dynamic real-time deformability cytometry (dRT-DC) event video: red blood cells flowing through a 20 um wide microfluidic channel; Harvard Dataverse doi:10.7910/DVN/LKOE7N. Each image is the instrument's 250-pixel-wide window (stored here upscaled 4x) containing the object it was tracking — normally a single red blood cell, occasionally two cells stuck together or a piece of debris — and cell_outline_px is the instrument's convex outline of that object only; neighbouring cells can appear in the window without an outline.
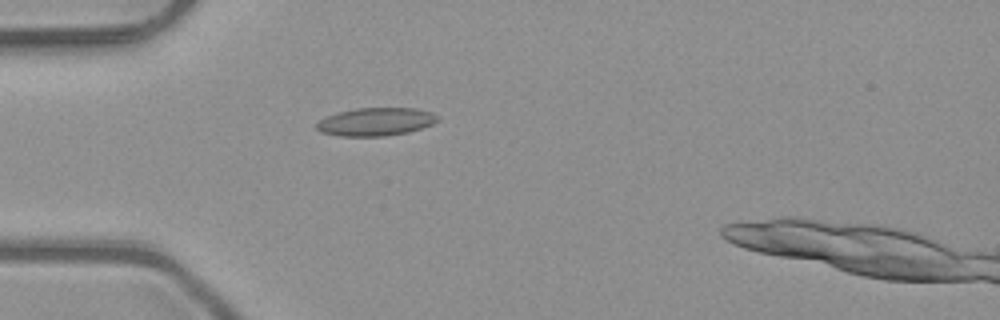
{"species": "common noctule bat (a hibernating species)", "species_latin": "Nyctalus noctula", "temperature_condition": "room temperature", "stored_images_in_passage": 4, "camera_frame_rate_fps": 3000, "um_per_image_px": 0.085, "animal": {"sex": "male", "body_mass_g": 23.1, "forearm_length_mm": 52.7}, "frame": {"image": 1, "passage_image": 4, "time_ms": 1.0, "image_size_px": [1000, 320], "cell_outline_px": [[440, 120], [432, 124], [408, 132], [384, 136], [340, 136], [320, 132], [316, 128], [316, 124], [320, 120], [336, 112], [356, 108], [412, 108], [432, 112], [440, 116]], "centroid_in_image_um": [31.95, 10.34], "position_along_channel_um": 53.1, "area_um2": 19.83}}